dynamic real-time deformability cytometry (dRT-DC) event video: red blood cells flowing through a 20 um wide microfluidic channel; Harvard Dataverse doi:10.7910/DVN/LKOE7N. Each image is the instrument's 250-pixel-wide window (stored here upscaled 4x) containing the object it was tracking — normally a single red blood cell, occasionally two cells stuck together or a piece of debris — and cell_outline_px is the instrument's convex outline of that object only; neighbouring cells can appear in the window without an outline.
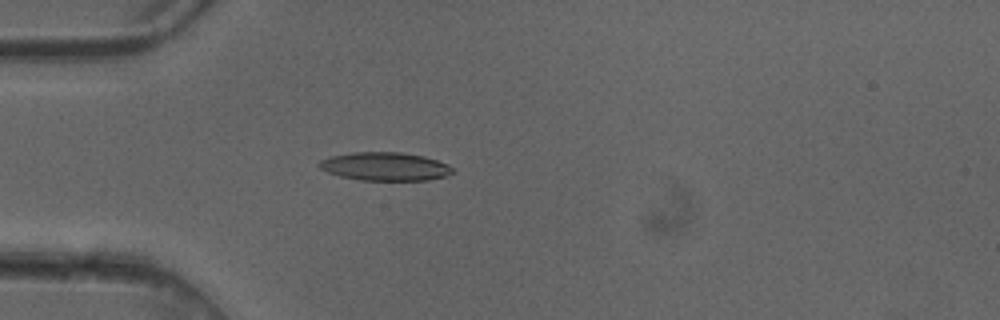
{"species": "common noctule bat (a hibernating species)", "species_latin": "Nyctalus noctula", "temperature_condition": "cold", "stored_images_in_passage": 5, "camera_frame_rate_fps": 3000, "um_per_image_px": 0.085, "animal": {"sex": "female"}, "frame": {"image": 1, "passage_image": 5, "time_ms": 1.333, "image_size_px": [1000, 320], "cell_outline_px": [[456, 172], [444, 176], [428, 180], [360, 180], [340, 176], [328, 172], [320, 168], [316, 164], [320, 160], [328, 156], [352, 152], [400, 152], [424, 156], [448, 164], [456, 168]], "centroid_in_image_um": [32.73, 14.14], "position_along_channel_um": 52.3, "area_um2": 22.25}}